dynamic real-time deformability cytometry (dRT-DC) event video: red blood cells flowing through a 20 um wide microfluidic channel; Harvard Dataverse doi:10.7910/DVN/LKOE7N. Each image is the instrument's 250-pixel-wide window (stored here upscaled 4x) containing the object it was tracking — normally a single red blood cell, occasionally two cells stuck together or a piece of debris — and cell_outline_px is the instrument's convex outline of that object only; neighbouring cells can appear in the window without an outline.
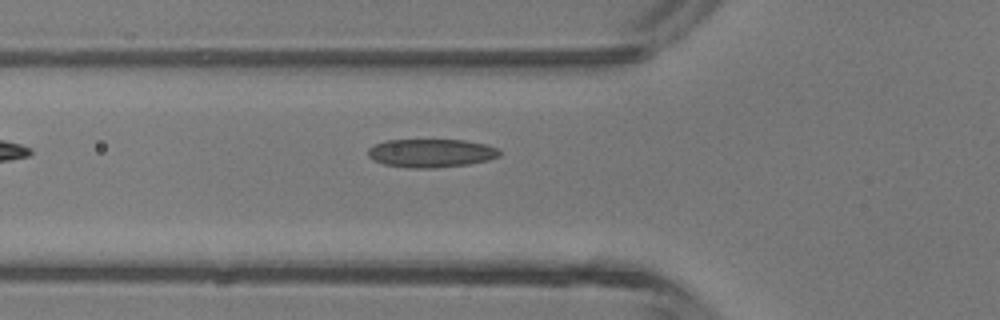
{"species": "common noctule bat (a hibernating species)", "species_latin": "Nyctalus noctula", "temperature_condition": "room temperature", "stored_images_in_passage": 5, "camera_frame_rate_fps": 3000, "um_per_image_px": 0.085, "animal": {"sex": "male", "body_mass_g": 13.3}, "frame": {"image": 1, "passage_image": 5, "time_ms": 1.333, "image_size_px": [1000, 320], "cell_outline_px": [[500, 156], [488, 160], [468, 164], [432, 168], [408, 168], [384, 164], [372, 160], [368, 156], [368, 148], [384, 140], [464, 140], [488, 144], [500, 148]], "centroid_in_image_um": [36.66, 13.01], "position_along_channel_um": 89.1, "area_um2": 21.96}}